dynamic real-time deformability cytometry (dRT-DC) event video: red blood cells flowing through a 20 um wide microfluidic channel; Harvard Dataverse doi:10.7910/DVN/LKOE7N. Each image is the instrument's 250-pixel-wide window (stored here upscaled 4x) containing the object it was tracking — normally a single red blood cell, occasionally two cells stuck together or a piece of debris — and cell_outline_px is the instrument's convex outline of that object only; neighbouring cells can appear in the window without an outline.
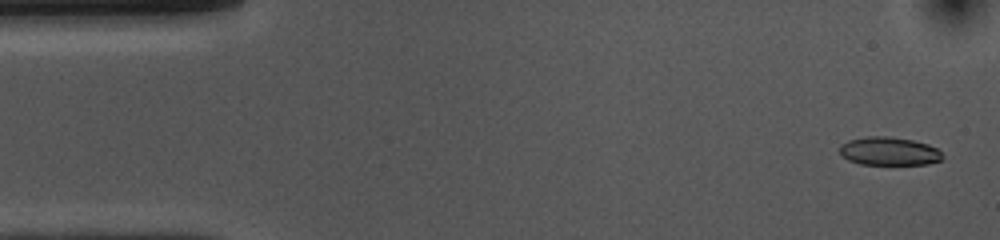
{"species": "common noctule bat (a hibernating species)", "species_latin": "Nyctalus noctula", "temperature_condition": "cold", "stored_images_in_passage": 52, "camera_frame_rate_fps": 3000, "um_per_image_px": 0.085, "animal": {"sex": "female", "body_mass_g": 10.0, "forearm_length_mm": 53.1}, "frame": {"image": 1, "passage_image": 2, "time_ms": 0.333, "image_size_px": [1000, 240], "cell_outline_px": [[944, 156], [940, 160], [928, 164], [860, 164], [848, 160], [840, 152], [840, 144], [848, 140], [868, 136], [888, 136], [912, 140], [928, 144], [936, 148]], "centroid_in_image_um": [75.56, 12.85], "position_along_channel_um": 9.4, "area_um2": 16.88}}
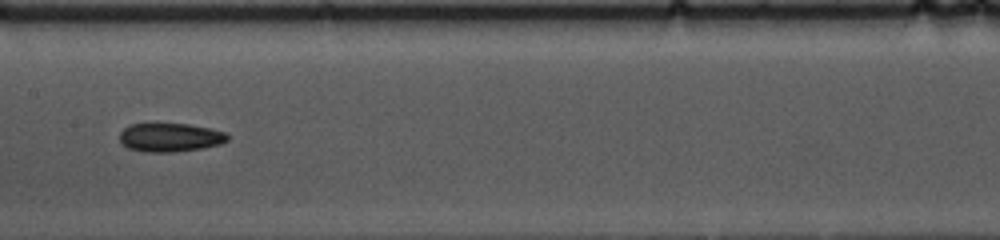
{"frame": {"image": 2, "passage_image": 25, "time_ms": 8.0, "image_size_px": [1000, 240], "cell_outline_px": [[228, 140], [220, 144], [204, 148], [172, 152], [148, 152], [128, 148], [120, 140], [120, 132], [124, 128], [132, 124], [188, 124], [212, 128], [224, 132], [228, 136]], "centroid_in_image_um": [14.48, 11.68], "position_along_channel_um": 192.9, "area_um2": 17.92}}
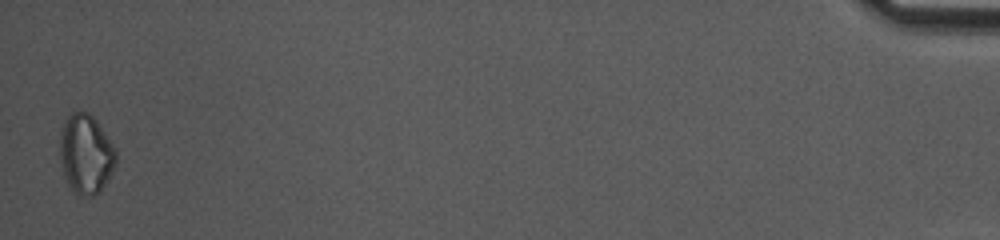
{"frame": {"image": 3, "passage_image": 52, "time_ms": 17.0, "image_size_px": [1000, 240], "cell_outline_px": [[116, 164], [112, 172], [100, 192], [92, 196], [80, 196], [68, 184], [60, 160], [60, 132], [64, 120], [72, 112], [80, 108], [88, 112], [96, 120], [116, 148]], "centroid_in_image_um": [7.3, 13.05], "position_along_channel_um": 427.9, "area_um2": 26.13}, "authors_computed_cell_mechanics": {"area_um2": 17.9469, "velocity_mm_per_s": 3.713, "shape_relaxation_time_tau1_ms": 3.2799, "shape_relaxation_time_tau2_ms": null, "deformation_change_tau1": 0.088, "deformation_change_tau2": null}}